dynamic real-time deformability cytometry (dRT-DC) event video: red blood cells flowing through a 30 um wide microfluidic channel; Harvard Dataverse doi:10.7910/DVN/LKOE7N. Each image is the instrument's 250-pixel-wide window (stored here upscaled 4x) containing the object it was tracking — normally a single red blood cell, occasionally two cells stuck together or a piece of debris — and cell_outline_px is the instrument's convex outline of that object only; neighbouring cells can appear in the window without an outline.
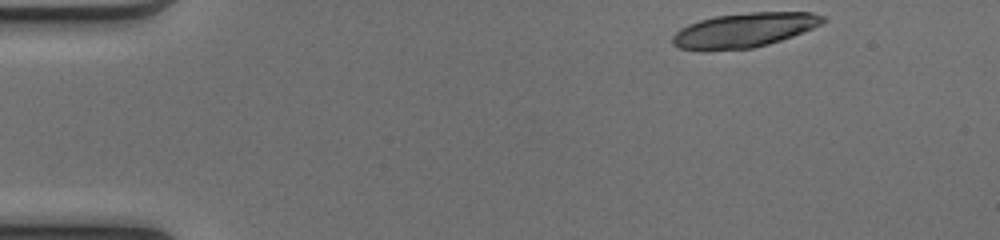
{"species": "common noctule bat (a hibernating species)", "species_latin": "Nyctalus noctula", "temperature_condition": "cold", "stored_images_in_passage": 13, "camera_frame_rate_fps": 3000, "um_per_image_px": 0.085, "animal": {"sex": "female", "body_mass_g": 17.0, "forearm_length_mm": 48.0}, "frame": {"image": 1, "passage_image": 1, "time_ms": 0.0, "image_size_px": [1000, 240], "cell_outline_px": [[828, 20], [812, 28], [792, 36], [768, 44], [752, 48], [708, 52], [700, 52], [680, 48], [672, 44], [672, 36], [680, 28], [688, 24], [700, 20], [716, 16], [752, 12], [812, 12], [828, 16]], "centroid_in_image_um": [63.23, 2.58], "position_along_channel_um": 21.8, "area_um2": 30.63}}